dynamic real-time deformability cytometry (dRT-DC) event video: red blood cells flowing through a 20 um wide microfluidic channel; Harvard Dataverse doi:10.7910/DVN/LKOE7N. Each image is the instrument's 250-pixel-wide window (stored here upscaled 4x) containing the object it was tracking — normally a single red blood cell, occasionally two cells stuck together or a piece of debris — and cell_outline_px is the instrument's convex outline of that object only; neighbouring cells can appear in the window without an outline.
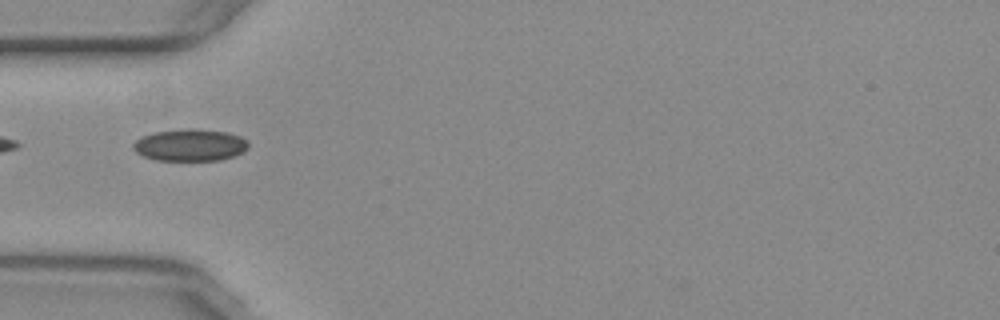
{"species": "common noctule bat (a hibernating species)", "species_latin": "Nyctalus noctula", "temperature_condition": "warm", "stored_images_in_passage": 38, "camera_frame_rate_fps": 3000, "um_per_image_px": 0.085, "animal": {"sex": "female", "body_mass_g": 29.2, "forearm_length_mm": 56.3}, "frame": {"image": 1, "passage_image": 1, "time_ms": 0.0, "image_size_px": [1000, 320], "cell_outline_px": [[248, 148], [244, 152], [220, 160], [156, 160], [144, 156], [136, 152], [132, 148], [132, 144], [136, 140], [152, 132], [188, 128], [228, 132], [240, 136], [248, 140]], "centroid_in_image_um": [16.17, 12.32], "position_along_channel_um": 68.8, "area_um2": 21.5}}
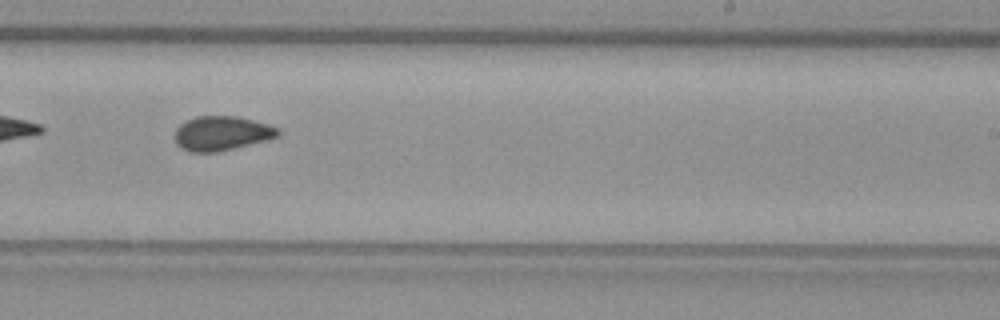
{"frame": {"image": 2, "passage_image": 17, "time_ms": 5.333, "image_size_px": [1000, 320], "cell_outline_px": [[280, 136], [268, 140], [216, 152], [188, 152], [180, 148], [176, 144], [176, 128], [180, 124], [196, 116], [236, 116], [268, 124], [280, 128]], "centroid_in_image_um": [18.86, 11.34], "position_along_channel_um": 270.1, "area_um2": 20.75}}
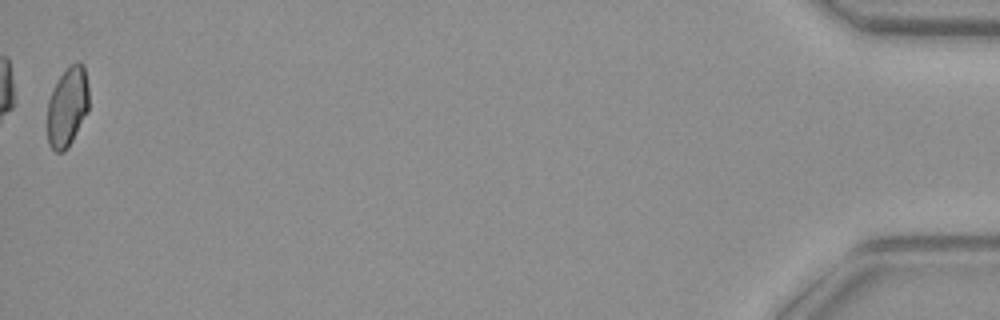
{"frame": {"image": 3, "passage_image": 38, "time_ms": 12.333, "image_size_px": [1000, 320], "cell_outline_px": [[88, 108], [68, 148], [64, 152], [56, 152], [48, 144], [48, 100], [60, 76], [72, 64], [80, 60], [84, 64], [88, 84]], "centroid_in_image_um": [5.73, 9.07], "position_along_channel_um": 429.5, "area_um2": 18.96}, "authors_computed_cell_mechanics": {"area_um2": 20.4323, "velocity_mm_per_s": 3.7741, "shape_relaxation_time_tau1_ms": null, "shape_relaxation_time_tau2_ms": 1.5136, "deformation_change_tau1": null, "deformation_change_tau2": 0.0605}}